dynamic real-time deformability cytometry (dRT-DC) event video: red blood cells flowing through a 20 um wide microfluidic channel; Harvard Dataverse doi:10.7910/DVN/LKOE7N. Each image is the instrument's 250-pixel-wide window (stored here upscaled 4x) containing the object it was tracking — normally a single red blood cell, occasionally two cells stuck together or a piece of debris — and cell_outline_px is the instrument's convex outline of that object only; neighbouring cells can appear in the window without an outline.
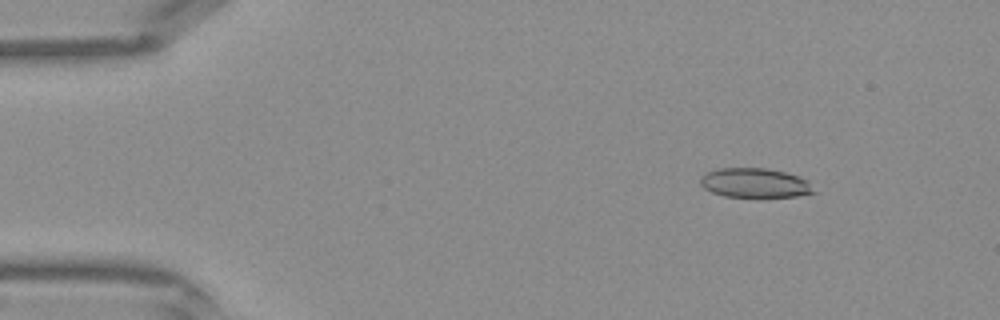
{"species": "Egyptian fruit bat (a non-hibernating species)", "species_latin": "Rousettus aegyptiacus", "temperature_condition": "warm", "stored_images_in_passage": 42, "camera_frame_rate_fps": 3000, "um_per_image_px": 0.085, "frame": {"image": 1, "passage_image": 6, "time_ms": 1.667, "image_size_px": [1000, 320], "cell_outline_px": [[816, 192], [796, 196], [724, 196], [712, 192], [704, 188], [700, 184], [700, 180], [708, 172], [716, 168], [764, 168], [784, 172], [796, 176], [804, 180]], "centroid_in_image_um": [64.1, 15.54], "position_along_channel_um": 20.9, "area_um2": 18.84}}
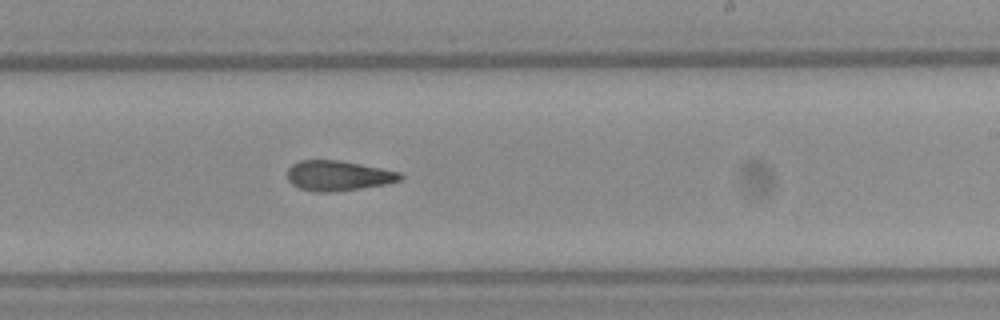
{"frame": {"image": 2, "passage_image": 26, "time_ms": 8.333, "image_size_px": [1000, 320], "cell_outline_px": [[404, 176], [400, 180], [384, 184], [360, 188], [332, 192], [320, 192], [300, 188], [292, 184], [288, 180], [288, 168], [292, 164], [300, 160], [340, 160], [400, 172]], "centroid_in_image_um": [28.73, 14.92], "position_along_channel_um": 260.3, "area_um2": 19.59}}
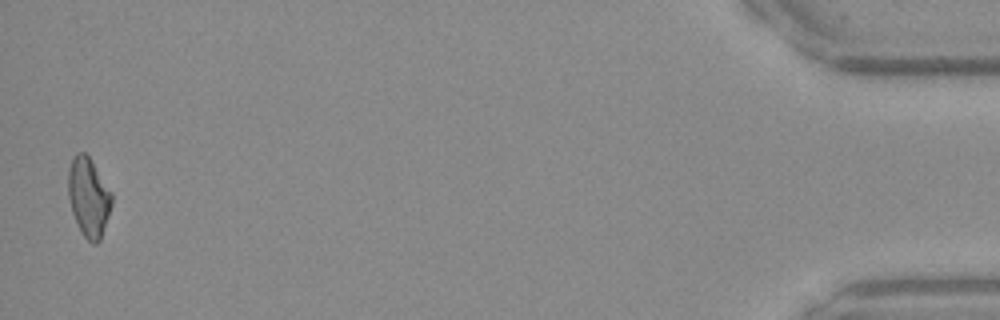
{"frame": {"image": 3, "passage_image": 42, "time_ms": 13.667, "image_size_px": [1000, 320], "cell_outline_px": [[112, 204], [100, 240], [96, 244], [92, 244], [80, 232], [72, 212], [68, 196], [68, 168], [76, 152], [84, 152], [88, 156], [112, 192]], "centroid_in_image_um": [7.52, 16.77], "position_along_channel_um": 427.7, "area_um2": 20.0}}